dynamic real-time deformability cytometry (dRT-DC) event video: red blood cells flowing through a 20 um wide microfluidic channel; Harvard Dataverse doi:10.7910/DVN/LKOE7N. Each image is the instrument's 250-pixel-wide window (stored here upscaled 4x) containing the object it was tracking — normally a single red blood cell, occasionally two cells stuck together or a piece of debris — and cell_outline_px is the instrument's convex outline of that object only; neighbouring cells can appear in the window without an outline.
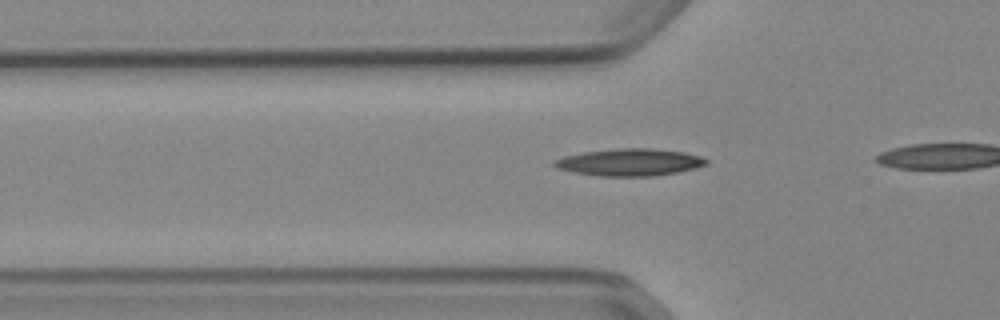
{"species": "Egyptian fruit bat (a non-hibernating species)", "species_latin": "Rousettus aegyptiacus", "temperature_condition": "cold", "stored_images_in_passage": 11, "camera_frame_rate_fps": 3000, "um_per_image_px": 0.085, "animal": {"sex": "female"}, "frame": {"image": 1, "passage_image": 5, "time_ms": 1.333, "image_size_px": [1000, 320], "cell_outline_px": [[708, 164], [696, 168], [676, 172], [652, 176], [596, 176], [572, 172], [556, 168], [552, 164], [552, 160], [564, 156], [584, 152], [616, 148], [648, 148], [684, 152], [700, 156], [708, 160]], "centroid_in_image_um": [53.48, 13.79], "position_along_channel_um": 72.3, "area_um2": 24.16}}
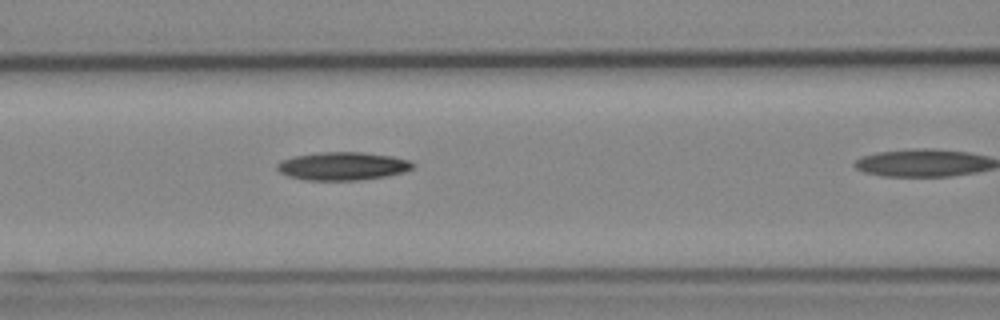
{"frame": {"image": 2, "passage_image": 10, "time_ms": 3.0, "image_size_px": [1000, 320], "cell_outline_px": [[416, 164], [412, 168], [404, 172], [388, 176], [360, 180], [304, 180], [288, 176], [280, 172], [276, 168], [276, 164], [280, 160], [292, 156], [320, 152], [364, 152], [392, 156], [408, 160]], "centroid_in_image_um": [29.11, 14.11], "position_along_channel_um": 137.5, "area_um2": 22.48}}